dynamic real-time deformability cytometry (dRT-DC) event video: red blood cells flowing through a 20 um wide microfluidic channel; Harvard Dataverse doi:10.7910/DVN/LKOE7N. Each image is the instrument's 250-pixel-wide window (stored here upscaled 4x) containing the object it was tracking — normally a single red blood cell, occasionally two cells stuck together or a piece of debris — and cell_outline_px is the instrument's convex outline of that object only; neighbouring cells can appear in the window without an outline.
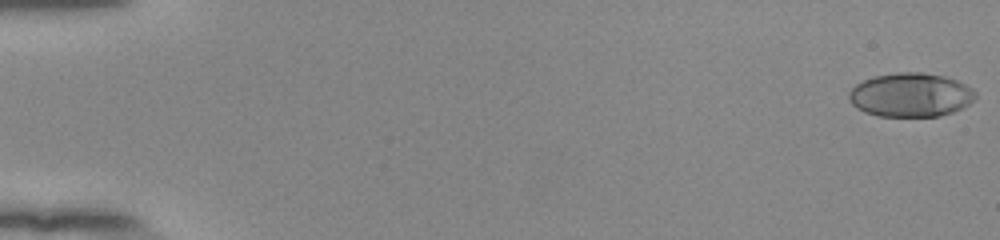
{"species": "human", "species_latin": "Homo sapiens", "temperature_condition": "room temperature", "stored_images_in_passage": 54, "camera_frame_rate_fps": 3000, "um_per_image_px": 0.085, "donor": {"sex": "female"}, "frame": {"image": 1, "passage_image": 1, "time_ms": 0.0, "image_size_px": [1000, 240], "cell_outline_px": [[976, 96], [968, 104], [952, 112], [940, 116], [876, 116], [864, 112], [856, 108], [852, 104], [848, 96], [848, 92], [856, 84], [872, 76], [896, 72], [920, 72], [944, 76], [956, 80], [972, 88], [976, 92]], "centroid_in_image_um": [77.37, 8.06], "position_along_channel_um": 7.6, "area_um2": 32.43}}
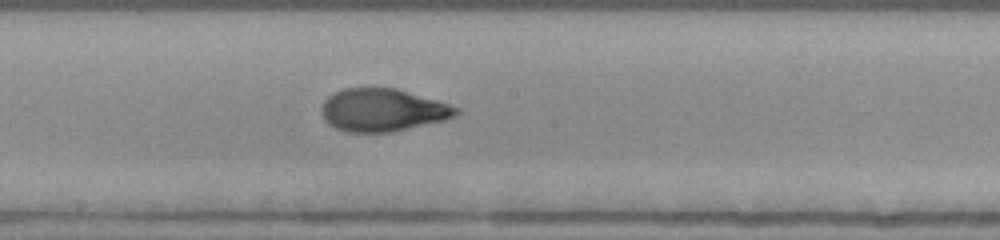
{"frame": {"image": 2, "passage_image": 31, "time_ms": 10.0, "image_size_px": [1000, 240], "cell_outline_px": [[460, 112], [456, 116], [444, 120], [392, 132], [348, 132], [336, 128], [328, 124], [324, 120], [320, 112], [320, 108], [324, 100], [328, 96], [344, 88], [396, 88], [436, 100], [460, 108]], "centroid_in_image_um": [32.5, 9.36], "position_along_channel_um": 215.7, "area_um2": 33.52}}
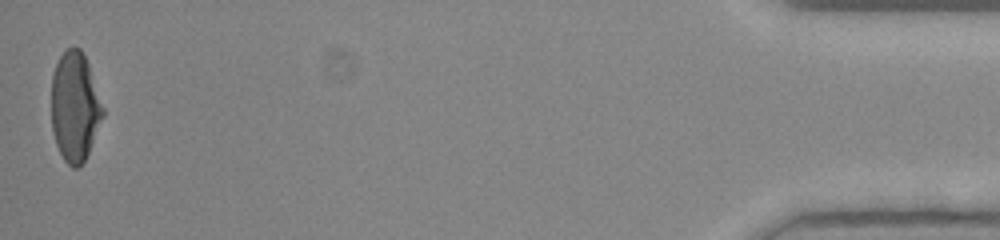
{"frame": {"image": 3, "passage_image": 54, "time_ms": 17.667, "image_size_px": [1000, 240], "cell_outline_px": [[104, 116], [88, 152], [84, 160], [76, 168], [72, 168], [64, 160], [56, 144], [52, 132], [52, 76], [56, 64], [60, 56], [68, 48], [80, 48], [88, 64], [104, 108]], "centroid_in_image_um": [6.36, 9.09], "position_along_channel_um": 428.8, "area_um2": 32.48}, "authors_computed_cell_mechanics": {"area_um2": 33.0616, "velocity_mm_per_s": 3.9036, "shape_relaxation_time_tau1_ms": 5.4879, "shape_relaxation_time_tau2_ms": null, "deformation_change_tau1": 0.2245, "deformation_change_tau2": null}}